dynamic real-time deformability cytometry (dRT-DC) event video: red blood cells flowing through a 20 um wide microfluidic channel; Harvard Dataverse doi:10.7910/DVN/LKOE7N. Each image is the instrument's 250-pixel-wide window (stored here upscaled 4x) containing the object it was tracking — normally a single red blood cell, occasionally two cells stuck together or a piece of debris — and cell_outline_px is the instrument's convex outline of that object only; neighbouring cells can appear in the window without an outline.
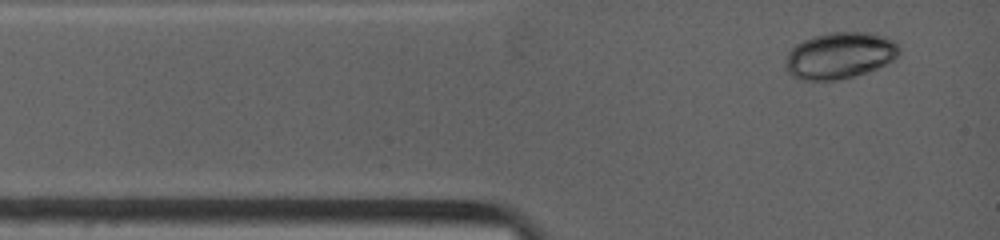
{"species": "common noctule bat (a hibernating species)", "species_latin": "Nyctalus noctula", "temperature_condition": "warm", "stored_images_in_passage": 2, "camera_frame_rate_fps": 4500, "um_per_image_px": 0.085, "animal": {"sex": "female", "body_mass_g": 19.0, "forearm_length_mm": 53.3}, "frame": {"image": 1, "passage_image": 1, "time_ms": 0.0, "image_size_px": [1000, 240], "cell_outline_px": [[900, 52], [892, 60], [876, 68], [852, 76], [836, 80], [800, 80], [792, 76], [784, 68], [784, 64], [788, 52], [796, 44], [812, 36], [832, 32], [872, 32], [884, 36], [892, 40], [900, 48]], "centroid_in_image_um": [71.33, 4.71], "position_along_channel_um": 13.7, "area_um2": 30.69}}